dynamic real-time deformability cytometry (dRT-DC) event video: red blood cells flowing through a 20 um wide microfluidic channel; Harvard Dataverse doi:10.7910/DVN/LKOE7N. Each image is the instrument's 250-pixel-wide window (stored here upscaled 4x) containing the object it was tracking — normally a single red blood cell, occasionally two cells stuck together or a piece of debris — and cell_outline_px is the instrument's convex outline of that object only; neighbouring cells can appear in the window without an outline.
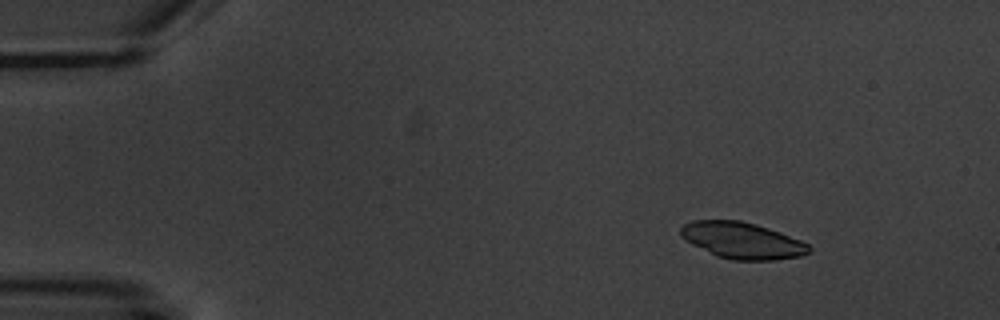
{"species": "common noctule bat (a hibernating species)", "species_latin": "Nyctalus noctula", "temperature_condition": "warm", "stored_images_in_passage": 4, "camera_frame_rate_fps": 3000, "um_per_image_px": 0.085, "animal": {"sex": "male", "body_mass_g": 20.1, "forearm_length_mm": 53.5}, "frame": {"image": 1, "passage_image": 1, "time_ms": 0.0, "image_size_px": [1000, 320], "cell_outline_px": [[812, 248], [808, 252], [800, 256], [772, 260], [732, 260], [716, 256], [684, 240], [680, 236], [680, 228], [684, 224], [692, 220], [740, 220], [756, 224], [780, 232], [800, 240], [808, 244]], "centroid_in_image_um": [63.05, 20.43], "position_along_channel_um": 21.9, "area_um2": 27.22}}